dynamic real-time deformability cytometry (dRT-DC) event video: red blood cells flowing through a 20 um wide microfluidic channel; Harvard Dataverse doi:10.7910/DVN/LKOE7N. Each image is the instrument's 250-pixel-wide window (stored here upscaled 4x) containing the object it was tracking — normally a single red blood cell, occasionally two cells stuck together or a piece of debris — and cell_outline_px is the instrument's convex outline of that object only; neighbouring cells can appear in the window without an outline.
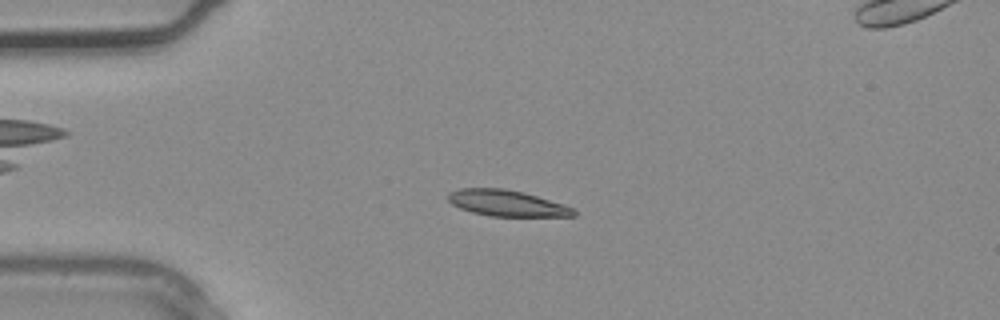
{"species": "common noctule bat (a hibernating species)", "species_latin": "Nyctalus noctula", "temperature_condition": "warm", "stored_images_in_passage": 3, "camera_frame_rate_fps": 3000, "um_per_image_px": 0.085, "animal": {"sex": "male", "body_mass_g": 20.4}, "frame": {"image": 1, "passage_image": 2, "time_ms": 0.333, "image_size_px": [1000, 320], "cell_outline_px": [[576, 216], [492, 216], [472, 212], [460, 208], [452, 204], [448, 200], [448, 192], [460, 188], [504, 188], [524, 192], [564, 204], [572, 208], [576, 212]], "centroid_in_image_um": [43.07, 17.26], "position_along_channel_um": 41.9, "area_um2": 19.07}}